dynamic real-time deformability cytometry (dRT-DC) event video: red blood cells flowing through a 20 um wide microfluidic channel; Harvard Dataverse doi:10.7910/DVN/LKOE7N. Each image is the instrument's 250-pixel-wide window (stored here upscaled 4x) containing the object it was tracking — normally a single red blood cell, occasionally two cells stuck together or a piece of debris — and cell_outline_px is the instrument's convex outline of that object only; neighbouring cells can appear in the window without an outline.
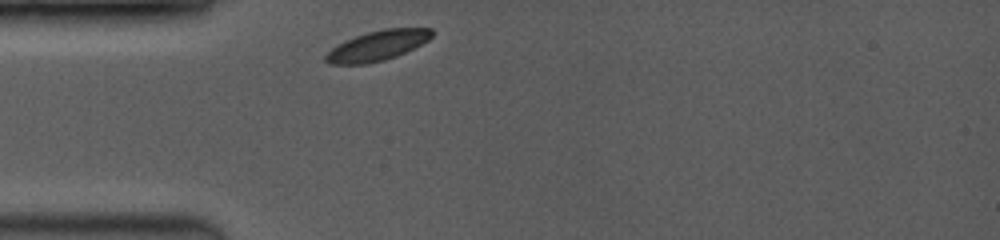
{"species": "common noctule bat (a hibernating species)", "species_latin": "Nyctalus noctula", "temperature_condition": "room temperature", "stored_images_in_passage": 27, "camera_frame_rate_fps": 3500, "um_per_image_px": 0.085, "animal": {"sex": "female", "body_mass_g": 19.0, "forearm_length_mm": 53.3}, "frame": {"image": 1, "passage_image": 1, "time_ms": 0.0, "image_size_px": [1000, 240], "cell_outline_px": [[432, 36], [428, 40], [396, 56], [384, 60], [364, 64], [328, 64], [324, 60], [324, 56], [332, 48], [344, 40], [368, 32], [384, 28], [432, 28]], "centroid_in_image_um": [32.05, 3.88], "position_along_channel_um": 53.0, "area_um2": 18.38}}
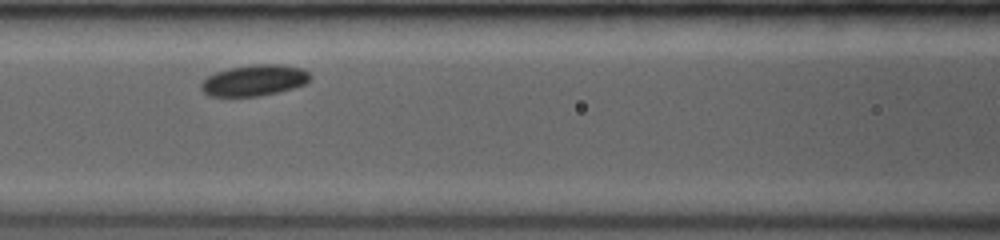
{"frame": {"image": 2, "passage_image": 15, "time_ms": 2.571, "image_size_px": [1000, 240], "cell_outline_px": [[312, 80], [304, 84], [292, 88], [260, 96], [208, 96], [200, 88], [200, 84], [208, 76], [216, 72], [228, 68], [252, 64], [280, 64], [300, 68], [308, 72], [312, 76]], "centroid_in_image_um": [21.61, 6.82], "position_along_channel_um": 145.0, "area_um2": 19.77}}
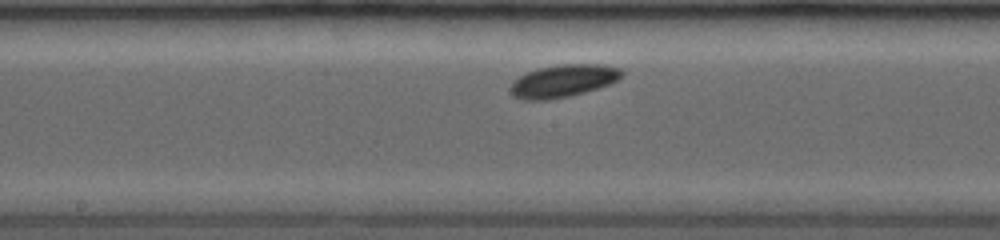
{"frame": {"image": 3, "passage_image": 23, "time_ms": 4.0, "image_size_px": [1000, 240], "cell_outline_px": [[624, 72], [620, 80], [600, 88], [568, 96], [548, 100], [524, 100], [512, 96], [508, 88], [512, 80], [528, 72], [540, 68], [560, 64], [604, 64], [620, 68]], "centroid_in_image_um": [47.88, 6.88], "position_along_channel_um": 200.3, "area_um2": 21.44}}